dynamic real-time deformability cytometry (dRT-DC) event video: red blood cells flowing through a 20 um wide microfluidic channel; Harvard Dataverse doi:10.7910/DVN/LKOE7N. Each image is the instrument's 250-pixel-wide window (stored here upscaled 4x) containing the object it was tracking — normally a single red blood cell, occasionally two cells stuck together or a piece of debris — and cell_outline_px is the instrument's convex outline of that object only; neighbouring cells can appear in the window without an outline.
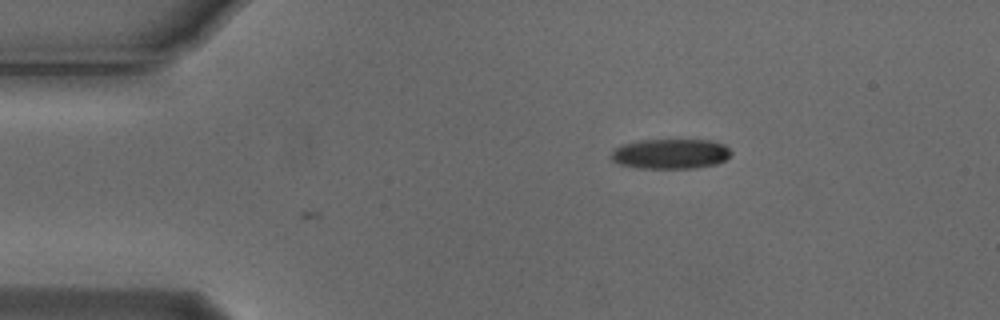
{"species": "Egyptian fruit bat (a non-hibernating species)", "species_latin": "Rousettus aegyptiacus", "temperature_condition": "cold", "stored_images_in_passage": 8, "camera_frame_rate_fps": 3000, "um_per_image_px": 0.085, "animal": {"sex": "male"}, "frame": {"image": 1, "passage_image": 8, "time_ms": 2.333, "image_size_px": [1000, 320], "cell_outline_px": [[732, 152], [724, 160], [716, 164], [696, 168], [636, 168], [620, 164], [612, 160], [612, 152], [616, 148], [624, 144], [640, 140], [712, 140], [724, 144]], "centroid_in_image_um": [57.01, 13.08], "position_along_channel_um": 28.0, "area_um2": 20.87}}